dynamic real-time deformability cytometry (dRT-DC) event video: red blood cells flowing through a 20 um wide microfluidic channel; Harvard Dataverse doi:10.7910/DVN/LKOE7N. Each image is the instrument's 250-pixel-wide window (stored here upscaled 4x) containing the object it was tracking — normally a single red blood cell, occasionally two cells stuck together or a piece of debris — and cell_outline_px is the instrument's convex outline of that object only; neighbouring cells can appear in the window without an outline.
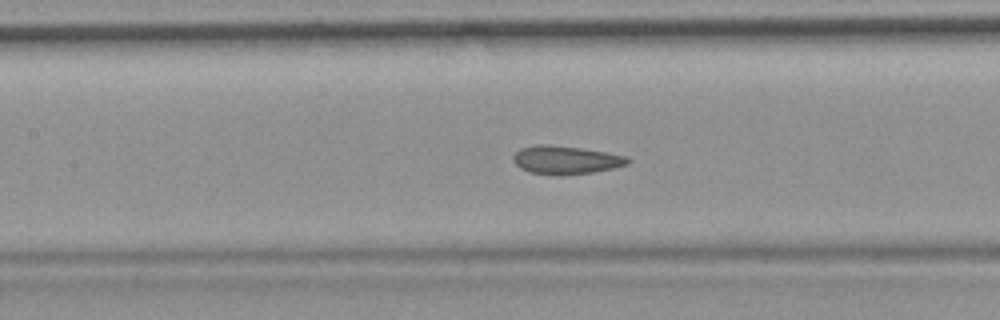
{"species": "common noctule bat (a hibernating species)", "species_latin": "Nyctalus noctula", "temperature_condition": "room temperature", "stored_images_in_passage": 43, "camera_frame_rate_fps": 3000, "um_per_image_px": 0.085, "animal": {"sex": "female", "body_mass_g": 19.9}, "frame": {"image": 1, "passage_image": 13, "time_ms": 4.0, "image_size_px": [1000, 320], "cell_outline_px": [[632, 160], [628, 164], [612, 168], [592, 172], [528, 172], [520, 168], [512, 160], [512, 156], [520, 148], [536, 144], [548, 144], [580, 148], [628, 156]], "centroid_in_image_um": [48.09, 13.54], "position_along_channel_um": 159.3, "area_um2": 18.09}, "authors_computed_cell_mechanics": {"area_um2": 18.7272, "velocity_mm_per_s": 3.7059, "shape_relaxation_time_tau1_ms": null, "shape_relaxation_time_tau2_ms": 1.4935, "deformation_change_tau1": null, "deformation_change_tau2": 0.0684}}